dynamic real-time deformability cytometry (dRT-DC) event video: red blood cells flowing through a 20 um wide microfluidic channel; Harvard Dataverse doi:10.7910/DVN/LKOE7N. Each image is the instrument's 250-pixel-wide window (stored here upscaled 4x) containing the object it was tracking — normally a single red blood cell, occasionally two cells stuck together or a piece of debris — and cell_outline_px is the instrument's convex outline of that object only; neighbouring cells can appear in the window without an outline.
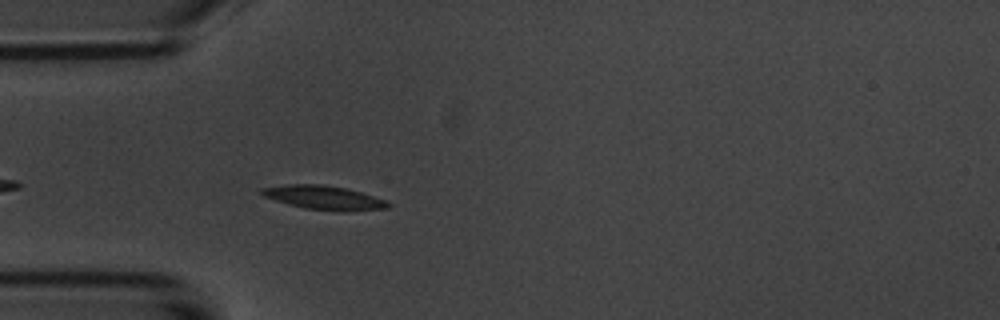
{"species": "common noctule bat (a hibernating species)", "species_latin": "Nyctalus noctula", "temperature_condition": "room temperature", "stored_images_in_passage": 5, "camera_frame_rate_fps": 3000, "um_per_image_px": 0.085, "animal": {"sex": "male", "body_mass_g": 20.1, "forearm_length_mm": 53.5}, "frame": {"image": 1, "passage_image": 5, "time_ms": 4.667, "image_size_px": [1000, 320], "cell_outline_px": [[392, 204], [388, 208], [348, 212], [340, 212], [304, 208], [276, 200], [264, 196], [260, 192], [260, 188], [292, 184], [320, 184], [348, 188], [384, 200]], "centroid_in_image_um": [27.57, 16.81], "position_along_channel_um": 57.4, "area_um2": 17.57}}